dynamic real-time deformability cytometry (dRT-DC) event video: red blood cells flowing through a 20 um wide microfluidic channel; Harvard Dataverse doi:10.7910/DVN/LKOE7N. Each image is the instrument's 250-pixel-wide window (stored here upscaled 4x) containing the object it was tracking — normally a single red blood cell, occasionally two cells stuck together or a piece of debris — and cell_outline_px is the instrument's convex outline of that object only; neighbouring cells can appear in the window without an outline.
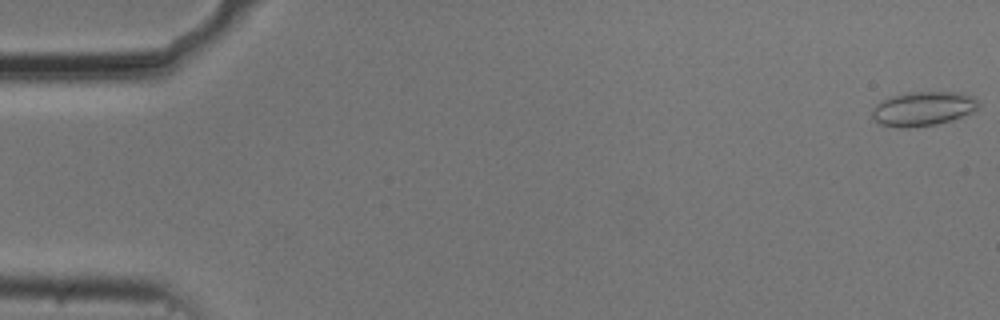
{"species": "common noctule bat (a hibernating species)", "species_latin": "Nyctalus noctula", "temperature_condition": "cold", "stored_images_in_passage": 51, "camera_frame_rate_fps": 3000, "um_per_image_px": 0.085, "animal": {"sex": "male", "body_mass_g": 20.5, "forearm_length_mm": 52.5}, "frame": {"image": 1, "passage_image": 1, "time_ms": 0.0, "image_size_px": [1000, 320], "cell_outline_px": [[980, 104], [976, 112], [952, 120], [936, 124], [908, 128], [900, 128], [880, 124], [872, 116], [872, 108], [880, 100], [892, 96], [908, 92], [960, 92], [972, 96]], "centroid_in_image_um": [78.48, 9.24], "position_along_channel_um": 6.5, "area_um2": 21.5}}
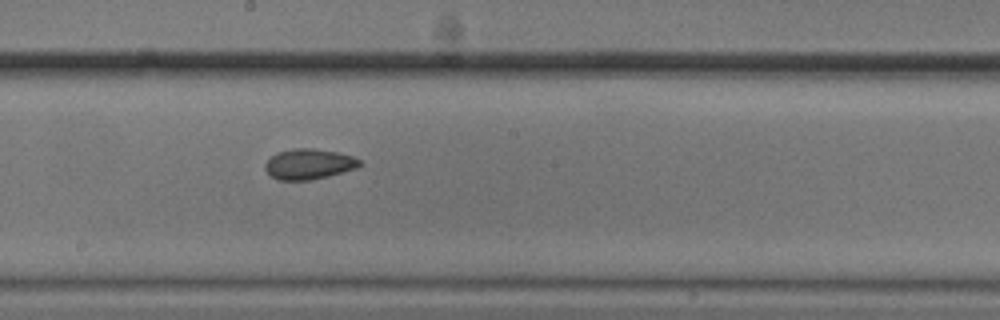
{"frame": {"image": 2, "passage_image": 30, "time_ms": 9.667, "image_size_px": [1000, 320], "cell_outline_px": [[364, 164], [356, 168], [328, 176], [312, 180], [276, 180], [264, 168], [264, 164], [276, 152], [292, 148], [312, 148], [336, 152], [352, 156], [360, 160]], "centroid_in_image_um": [26.25, 13.94], "position_along_channel_um": 222.0, "area_um2": 16.82}}
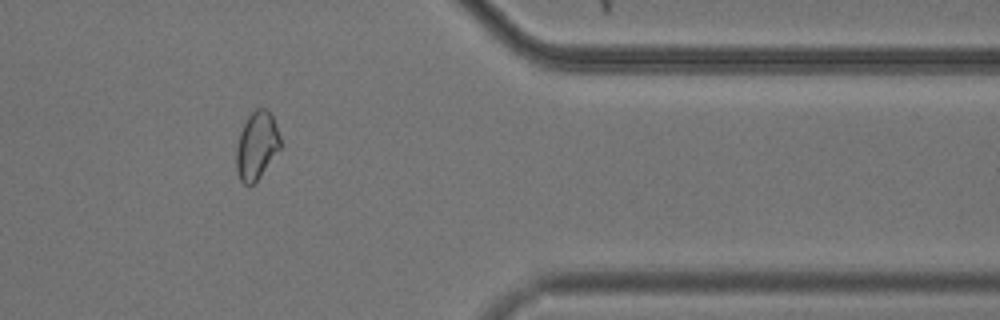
{"frame": {"image": 3, "passage_image": 45, "time_ms": 14.667, "image_size_px": [1000, 320], "cell_outline_px": [[280, 148], [260, 176], [252, 184], [244, 184], [240, 180], [236, 172], [236, 144], [240, 132], [248, 116], [256, 108], [268, 108], [272, 116], [280, 136]], "centroid_in_image_um": [21.8, 12.36], "position_along_channel_um": 389.6, "area_um2": 17.28}}